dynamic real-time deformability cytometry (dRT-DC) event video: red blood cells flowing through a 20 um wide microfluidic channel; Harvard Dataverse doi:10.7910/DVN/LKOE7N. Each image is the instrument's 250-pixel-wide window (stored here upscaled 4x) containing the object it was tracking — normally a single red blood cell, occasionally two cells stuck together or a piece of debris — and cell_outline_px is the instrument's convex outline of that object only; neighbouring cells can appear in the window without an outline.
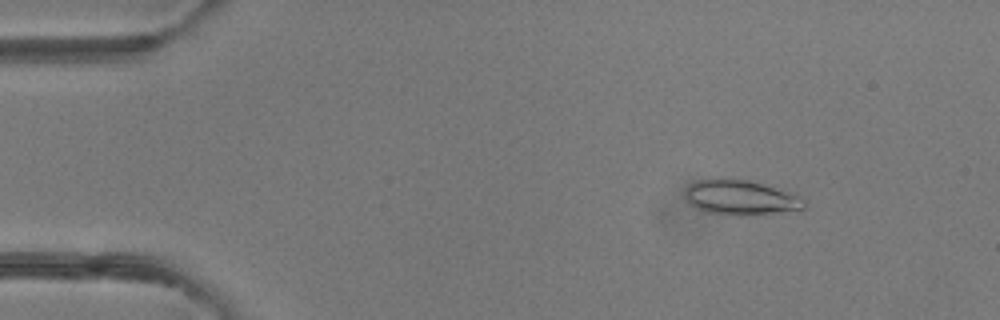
{"species": "common noctule bat (a hibernating species)", "species_latin": "Nyctalus noctula", "temperature_condition": "room temperature", "stored_images_in_passage": 6, "camera_frame_rate_fps": 3000, "um_per_image_px": 0.085, "animal": {"sex": "female"}, "frame": {"image": 1, "passage_image": 2, "time_ms": 1.333, "image_size_px": [1000, 320], "cell_outline_px": [[808, 204], [804, 208], [772, 212], [708, 212], [696, 208], [684, 196], [688, 184], [696, 180], [720, 176], [732, 176], [796, 192]], "centroid_in_image_um": [62.94, 16.67], "position_along_channel_um": 22.1, "area_um2": 23.87}}
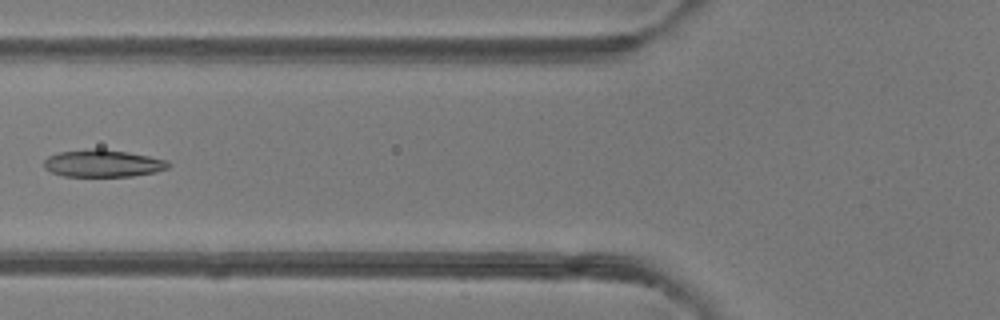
{"frame": {"image": 2, "passage_image": 5, "time_ms": 5.667, "image_size_px": [1000, 320], "cell_outline_px": [[168, 168], [156, 172], [132, 176], [64, 176], [52, 172], [44, 168], [44, 160], [48, 156], [60, 152], [96, 148], [100, 148], [128, 152], [168, 160]], "centroid_in_image_um": [8.74, 13.88], "position_along_channel_um": 117.1, "area_um2": 19.65}}
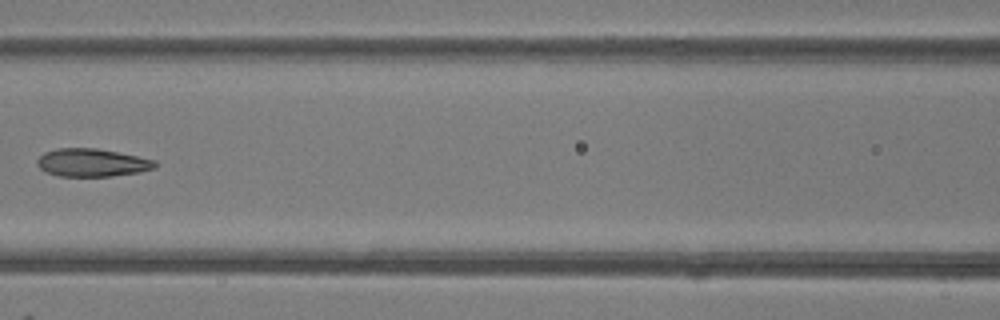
{"frame": {"image": 3, "passage_image": 6, "time_ms": 6.667, "image_size_px": [1000, 320], "cell_outline_px": [[156, 168], [140, 172], [112, 176], [60, 176], [44, 172], [36, 164], [36, 160], [44, 152], [56, 148], [96, 148], [156, 160]], "centroid_in_image_um": [7.79, 13.83], "position_along_channel_um": 158.8, "area_um2": 19.25}}